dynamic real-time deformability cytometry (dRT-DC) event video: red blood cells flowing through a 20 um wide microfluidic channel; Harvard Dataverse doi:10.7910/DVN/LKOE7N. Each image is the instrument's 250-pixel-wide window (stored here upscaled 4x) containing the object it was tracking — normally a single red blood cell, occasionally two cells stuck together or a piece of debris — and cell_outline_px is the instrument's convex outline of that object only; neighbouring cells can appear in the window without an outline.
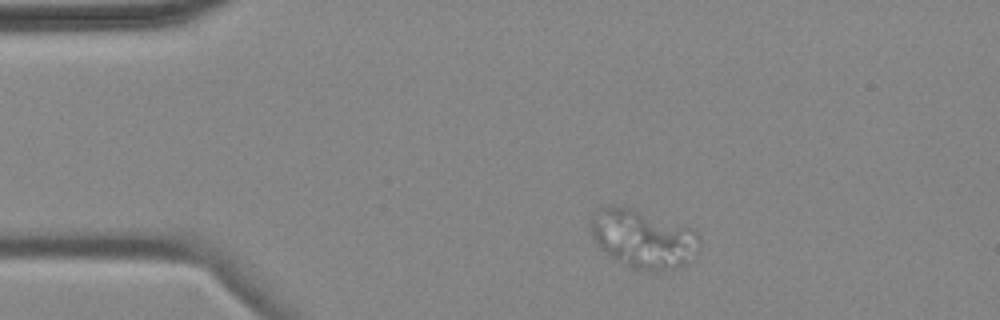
{"species": "common noctule bat (a hibernating species)", "species_latin": "Nyctalus noctula", "temperature_condition": "cold", "stored_images_in_passage": 4, "camera_frame_rate_fps": 3000, "um_per_image_px": 0.085, "animal": {"sex": "female", "body_mass_g": 18.4}, "frame": {"image": 1, "passage_image": 1, "time_ms": 0.0, "image_size_px": [1000, 320], "cell_outline_px": [[700, 244], [696, 252], [684, 264], [676, 268], [664, 272], [644, 272], [632, 268], [616, 260], [600, 248], [596, 244], [592, 236], [592, 220], [600, 208], [608, 204], [612, 204], [632, 208], [692, 228], [700, 236]], "centroid_in_image_um": [54.68, 20.32], "position_along_channel_um": 30.3, "area_um2": 37.11}}
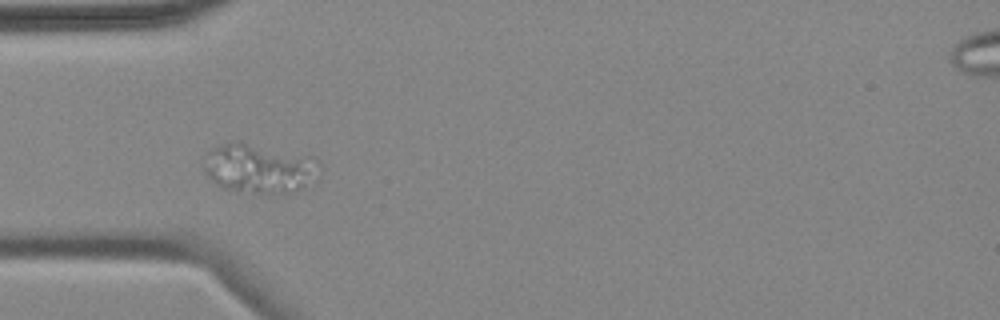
{"frame": {"image": 2, "passage_image": 3, "time_ms": 2.333, "image_size_px": [1000, 320], "cell_outline_px": [[324, 164], [320, 180], [292, 192], [256, 192], [224, 188], [216, 184], [204, 172], [204, 168], [208, 152], [216, 144], [244, 144], [316, 156]], "centroid_in_image_um": [22.2, 14.33], "position_along_channel_um": 62.8, "area_um2": 33.06}}
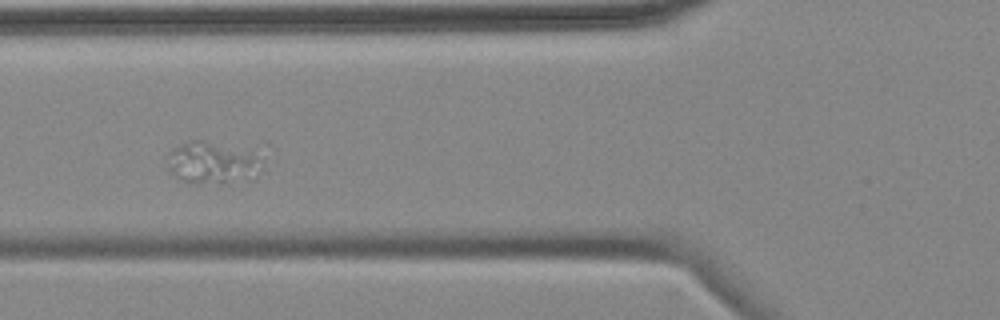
{"frame": {"image": 3, "passage_image": 4, "time_ms": 3.667, "image_size_px": [1000, 320], "cell_outline_px": [[264, 168], [252, 180], [192, 184], [176, 176], [168, 168], [172, 152], [176, 148], [188, 140], [204, 140], [252, 156]], "centroid_in_image_um": [18.01, 13.9], "position_along_channel_um": 107.8, "area_um2": 21.73}}